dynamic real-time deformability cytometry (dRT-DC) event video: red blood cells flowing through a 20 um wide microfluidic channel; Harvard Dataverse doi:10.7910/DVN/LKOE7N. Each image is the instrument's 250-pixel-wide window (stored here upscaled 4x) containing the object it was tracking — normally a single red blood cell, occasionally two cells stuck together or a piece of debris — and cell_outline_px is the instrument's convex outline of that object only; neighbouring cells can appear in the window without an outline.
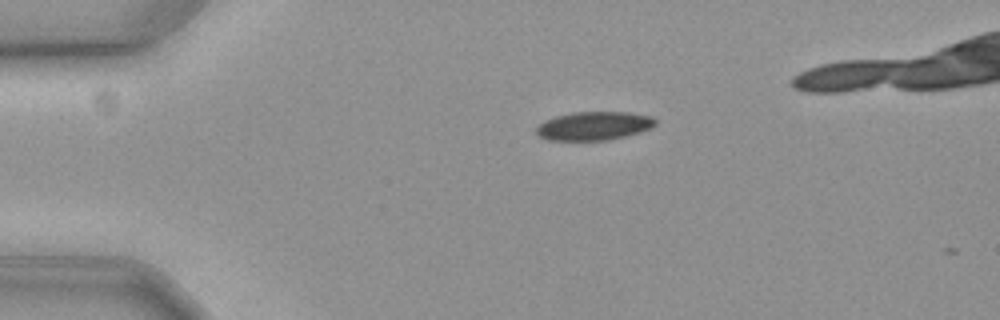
{"species": "common noctule bat (a hibernating species)", "species_latin": "Nyctalus noctula", "temperature_condition": "cold", "stored_images_in_passage": 2, "camera_frame_rate_fps": 3000, "um_per_image_px": 0.085, "animal": {"sex": "female", "body_mass_g": 19.3, "forearm_length_mm": 54.1}, "frame": {"image": 1, "passage_image": 1, "time_ms": 0.0, "image_size_px": [1000, 320], "cell_outline_px": [[656, 124], [652, 128], [640, 132], [608, 140], [548, 140], [540, 136], [536, 132], [536, 128], [544, 120], [556, 116], [572, 112], [628, 112], [652, 116], [656, 120]], "centroid_in_image_um": [50.5, 10.69], "position_along_channel_um": 34.5, "area_um2": 19.83}}